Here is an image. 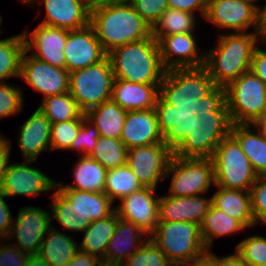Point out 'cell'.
<instances>
[{
  "label": "cell",
  "mask_w": 266,
  "mask_h": 266,
  "mask_svg": "<svg viewBox=\"0 0 266 266\" xmlns=\"http://www.w3.org/2000/svg\"><path fill=\"white\" fill-rule=\"evenodd\" d=\"M159 107L192 137L200 129L218 124L221 90L204 67L167 70L159 86Z\"/></svg>",
  "instance_id": "6da1fadb"
},
{
  "label": "cell",
  "mask_w": 266,
  "mask_h": 266,
  "mask_svg": "<svg viewBox=\"0 0 266 266\" xmlns=\"http://www.w3.org/2000/svg\"><path fill=\"white\" fill-rule=\"evenodd\" d=\"M212 157L215 186L250 191L257 179L238 140L222 125L204 127L192 136Z\"/></svg>",
  "instance_id": "7a4b0ae2"
},
{
  "label": "cell",
  "mask_w": 266,
  "mask_h": 266,
  "mask_svg": "<svg viewBox=\"0 0 266 266\" xmlns=\"http://www.w3.org/2000/svg\"><path fill=\"white\" fill-rule=\"evenodd\" d=\"M171 177L168 195L199 196L215 186L214 162L206 150L188 137L173 154L166 173Z\"/></svg>",
  "instance_id": "3957f363"
},
{
  "label": "cell",
  "mask_w": 266,
  "mask_h": 266,
  "mask_svg": "<svg viewBox=\"0 0 266 266\" xmlns=\"http://www.w3.org/2000/svg\"><path fill=\"white\" fill-rule=\"evenodd\" d=\"M258 32L218 34V44L205 51L204 68L222 91L243 73L250 71Z\"/></svg>",
  "instance_id": "277c9868"
},
{
  "label": "cell",
  "mask_w": 266,
  "mask_h": 266,
  "mask_svg": "<svg viewBox=\"0 0 266 266\" xmlns=\"http://www.w3.org/2000/svg\"><path fill=\"white\" fill-rule=\"evenodd\" d=\"M107 56L114 79L160 85L167 71L161 61L158 42L152 36L118 46Z\"/></svg>",
  "instance_id": "5b68a950"
},
{
  "label": "cell",
  "mask_w": 266,
  "mask_h": 266,
  "mask_svg": "<svg viewBox=\"0 0 266 266\" xmlns=\"http://www.w3.org/2000/svg\"><path fill=\"white\" fill-rule=\"evenodd\" d=\"M90 25L106 53L152 36V27L131 4L102 5L90 12Z\"/></svg>",
  "instance_id": "8992f818"
},
{
  "label": "cell",
  "mask_w": 266,
  "mask_h": 266,
  "mask_svg": "<svg viewBox=\"0 0 266 266\" xmlns=\"http://www.w3.org/2000/svg\"><path fill=\"white\" fill-rule=\"evenodd\" d=\"M266 110V85L251 70L221 91L218 124H252Z\"/></svg>",
  "instance_id": "52a82bcc"
},
{
  "label": "cell",
  "mask_w": 266,
  "mask_h": 266,
  "mask_svg": "<svg viewBox=\"0 0 266 266\" xmlns=\"http://www.w3.org/2000/svg\"><path fill=\"white\" fill-rule=\"evenodd\" d=\"M188 137L160 108H153L128 111L120 140L127 149H131L157 143H183Z\"/></svg>",
  "instance_id": "ba28073f"
},
{
  "label": "cell",
  "mask_w": 266,
  "mask_h": 266,
  "mask_svg": "<svg viewBox=\"0 0 266 266\" xmlns=\"http://www.w3.org/2000/svg\"><path fill=\"white\" fill-rule=\"evenodd\" d=\"M173 265H181L207 252L200 225L191 222L158 221L149 236Z\"/></svg>",
  "instance_id": "9c48e42d"
},
{
  "label": "cell",
  "mask_w": 266,
  "mask_h": 266,
  "mask_svg": "<svg viewBox=\"0 0 266 266\" xmlns=\"http://www.w3.org/2000/svg\"><path fill=\"white\" fill-rule=\"evenodd\" d=\"M114 73L108 56L84 69L69 73V93L79 109L86 114L90 109L112 99Z\"/></svg>",
  "instance_id": "30bf717a"
},
{
  "label": "cell",
  "mask_w": 266,
  "mask_h": 266,
  "mask_svg": "<svg viewBox=\"0 0 266 266\" xmlns=\"http://www.w3.org/2000/svg\"><path fill=\"white\" fill-rule=\"evenodd\" d=\"M182 143H157L127 150L126 164L143 187L157 188L166 178L169 162Z\"/></svg>",
  "instance_id": "8fae6325"
},
{
  "label": "cell",
  "mask_w": 266,
  "mask_h": 266,
  "mask_svg": "<svg viewBox=\"0 0 266 266\" xmlns=\"http://www.w3.org/2000/svg\"><path fill=\"white\" fill-rule=\"evenodd\" d=\"M260 8L243 0H209L204 20L228 33L247 32L251 27L258 32Z\"/></svg>",
  "instance_id": "7c38bea8"
},
{
  "label": "cell",
  "mask_w": 266,
  "mask_h": 266,
  "mask_svg": "<svg viewBox=\"0 0 266 266\" xmlns=\"http://www.w3.org/2000/svg\"><path fill=\"white\" fill-rule=\"evenodd\" d=\"M51 214L41 207L23 206L14 218L8 240L28 254H38L43 239L51 228Z\"/></svg>",
  "instance_id": "4fadbf2b"
},
{
  "label": "cell",
  "mask_w": 266,
  "mask_h": 266,
  "mask_svg": "<svg viewBox=\"0 0 266 266\" xmlns=\"http://www.w3.org/2000/svg\"><path fill=\"white\" fill-rule=\"evenodd\" d=\"M33 162L35 161L11 162L7 167L0 191L7 197H35L41 192L45 194V192L48 193L47 191H54L57 181L44 174L42 170L32 167Z\"/></svg>",
  "instance_id": "5bb4252c"
},
{
  "label": "cell",
  "mask_w": 266,
  "mask_h": 266,
  "mask_svg": "<svg viewBox=\"0 0 266 266\" xmlns=\"http://www.w3.org/2000/svg\"><path fill=\"white\" fill-rule=\"evenodd\" d=\"M22 78L44 98L69 92V72L66 68L52 66L25 50L21 61Z\"/></svg>",
  "instance_id": "9a60e30c"
},
{
  "label": "cell",
  "mask_w": 266,
  "mask_h": 266,
  "mask_svg": "<svg viewBox=\"0 0 266 266\" xmlns=\"http://www.w3.org/2000/svg\"><path fill=\"white\" fill-rule=\"evenodd\" d=\"M155 192L154 188L143 187L122 198L115 207L118 217L140 227L150 236L159 221L160 196Z\"/></svg>",
  "instance_id": "2e32d148"
},
{
  "label": "cell",
  "mask_w": 266,
  "mask_h": 266,
  "mask_svg": "<svg viewBox=\"0 0 266 266\" xmlns=\"http://www.w3.org/2000/svg\"><path fill=\"white\" fill-rule=\"evenodd\" d=\"M194 34H173L158 41L161 61L166 70L204 67L205 50L199 52Z\"/></svg>",
  "instance_id": "e0dca14e"
},
{
  "label": "cell",
  "mask_w": 266,
  "mask_h": 266,
  "mask_svg": "<svg viewBox=\"0 0 266 266\" xmlns=\"http://www.w3.org/2000/svg\"><path fill=\"white\" fill-rule=\"evenodd\" d=\"M22 34L28 54L52 66L65 68L64 47L69 30L39 24L30 34L28 31Z\"/></svg>",
  "instance_id": "ac0fdd59"
},
{
  "label": "cell",
  "mask_w": 266,
  "mask_h": 266,
  "mask_svg": "<svg viewBox=\"0 0 266 266\" xmlns=\"http://www.w3.org/2000/svg\"><path fill=\"white\" fill-rule=\"evenodd\" d=\"M64 55L65 68L70 73L100 62L107 53L89 24L81 29L69 30Z\"/></svg>",
  "instance_id": "d6986e66"
},
{
  "label": "cell",
  "mask_w": 266,
  "mask_h": 266,
  "mask_svg": "<svg viewBox=\"0 0 266 266\" xmlns=\"http://www.w3.org/2000/svg\"><path fill=\"white\" fill-rule=\"evenodd\" d=\"M173 197L168 194L159 198V221L191 222L201 225L212 206V196Z\"/></svg>",
  "instance_id": "ffe728a7"
},
{
  "label": "cell",
  "mask_w": 266,
  "mask_h": 266,
  "mask_svg": "<svg viewBox=\"0 0 266 266\" xmlns=\"http://www.w3.org/2000/svg\"><path fill=\"white\" fill-rule=\"evenodd\" d=\"M38 2L45 6L46 16L39 24L67 30L81 29L90 24V11L78 0H26L24 5Z\"/></svg>",
  "instance_id": "44dd1931"
},
{
  "label": "cell",
  "mask_w": 266,
  "mask_h": 266,
  "mask_svg": "<svg viewBox=\"0 0 266 266\" xmlns=\"http://www.w3.org/2000/svg\"><path fill=\"white\" fill-rule=\"evenodd\" d=\"M145 235L149 237L140 227L119 219L104 258L101 260L102 265L121 266L148 240Z\"/></svg>",
  "instance_id": "7402d4cb"
},
{
  "label": "cell",
  "mask_w": 266,
  "mask_h": 266,
  "mask_svg": "<svg viewBox=\"0 0 266 266\" xmlns=\"http://www.w3.org/2000/svg\"><path fill=\"white\" fill-rule=\"evenodd\" d=\"M19 129L18 146L24 160L36 161L42 152H50L51 122L39 108Z\"/></svg>",
  "instance_id": "603a6c76"
},
{
  "label": "cell",
  "mask_w": 266,
  "mask_h": 266,
  "mask_svg": "<svg viewBox=\"0 0 266 266\" xmlns=\"http://www.w3.org/2000/svg\"><path fill=\"white\" fill-rule=\"evenodd\" d=\"M159 86L114 79L112 100L127 112L160 108Z\"/></svg>",
  "instance_id": "cb8c5ba5"
},
{
  "label": "cell",
  "mask_w": 266,
  "mask_h": 266,
  "mask_svg": "<svg viewBox=\"0 0 266 266\" xmlns=\"http://www.w3.org/2000/svg\"><path fill=\"white\" fill-rule=\"evenodd\" d=\"M239 142L257 175L266 174V137L251 124H220Z\"/></svg>",
  "instance_id": "d4e9b609"
},
{
  "label": "cell",
  "mask_w": 266,
  "mask_h": 266,
  "mask_svg": "<svg viewBox=\"0 0 266 266\" xmlns=\"http://www.w3.org/2000/svg\"><path fill=\"white\" fill-rule=\"evenodd\" d=\"M76 162L72 174L75 183L66 185L62 182H56V188L104 192L107 169L89 156H80Z\"/></svg>",
  "instance_id": "484cf974"
},
{
  "label": "cell",
  "mask_w": 266,
  "mask_h": 266,
  "mask_svg": "<svg viewBox=\"0 0 266 266\" xmlns=\"http://www.w3.org/2000/svg\"><path fill=\"white\" fill-rule=\"evenodd\" d=\"M214 187L217 191L212 195V204L216 208L239 220L246 228L256 226L252 214L250 191Z\"/></svg>",
  "instance_id": "4316f807"
},
{
  "label": "cell",
  "mask_w": 266,
  "mask_h": 266,
  "mask_svg": "<svg viewBox=\"0 0 266 266\" xmlns=\"http://www.w3.org/2000/svg\"><path fill=\"white\" fill-rule=\"evenodd\" d=\"M72 204L76 212L92 221L103 219L115 211L111 199L104 192L58 189Z\"/></svg>",
  "instance_id": "83f0119b"
},
{
  "label": "cell",
  "mask_w": 266,
  "mask_h": 266,
  "mask_svg": "<svg viewBox=\"0 0 266 266\" xmlns=\"http://www.w3.org/2000/svg\"><path fill=\"white\" fill-rule=\"evenodd\" d=\"M69 234L56 230L52 225L42 241L38 254L50 266H65L79 251V243Z\"/></svg>",
  "instance_id": "f1b7e54d"
},
{
  "label": "cell",
  "mask_w": 266,
  "mask_h": 266,
  "mask_svg": "<svg viewBox=\"0 0 266 266\" xmlns=\"http://www.w3.org/2000/svg\"><path fill=\"white\" fill-rule=\"evenodd\" d=\"M119 219L117 212L114 211L106 218L92 221L83 231L82 241L78 244L79 250L97 256L102 260Z\"/></svg>",
  "instance_id": "f546056e"
},
{
  "label": "cell",
  "mask_w": 266,
  "mask_h": 266,
  "mask_svg": "<svg viewBox=\"0 0 266 266\" xmlns=\"http://www.w3.org/2000/svg\"><path fill=\"white\" fill-rule=\"evenodd\" d=\"M127 111L112 99L90 109L85 115L93 122L100 136L120 139Z\"/></svg>",
  "instance_id": "4dcf8cb0"
},
{
  "label": "cell",
  "mask_w": 266,
  "mask_h": 266,
  "mask_svg": "<svg viewBox=\"0 0 266 266\" xmlns=\"http://www.w3.org/2000/svg\"><path fill=\"white\" fill-rule=\"evenodd\" d=\"M246 229L239 220L230 217L212 204L200 225V234L205 247L210 250L215 238L236 234Z\"/></svg>",
  "instance_id": "1f68e13d"
},
{
  "label": "cell",
  "mask_w": 266,
  "mask_h": 266,
  "mask_svg": "<svg viewBox=\"0 0 266 266\" xmlns=\"http://www.w3.org/2000/svg\"><path fill=\"white\" fill-rule=\"evenodd\" d=\"M196 20L193 13L168 8L152 27V37L158 42L164 36L195 32Z\"/></svg>",
  "instance_id": "d6a6232c"
},
{
  "label": "cell",
  "mask_w": 266,
  "mask_h": 266,
  "mask_svg": "<svg viewBox=\"0 0 266 266\" xmlns=\"http://www.w3.org/2000/svg\"><path fill=\"white\" fill-rule=\"evenodd\" d=\"M25 52L23 34L0 39V83L8 78H20L21 61Z\"/></svg>",
  "instance_id": "836d02e7"
},
{
  "label": "cell",
  "mask_w": 266,
  "mask_h": 266,
  "mask_svg": "<svg viewBox=\"0 0 266 266\" xmlns=\"http://www.w3.org/2000/svg\"><path fill=\"white\" fill-rule=\"evenodd\" d=\"M52 194L50 205L51 221L56 220L59 226L73 232H83L91 223L72 208L71 202L57 189Z\"/></svg>",
  "instance_id": "e575fe53"
},
{
  "label": "cell",
  "mask_w": 266,
  "mask_h": 266,
  "mask_svg": "<svg viewBox=\"0 0 266 266\" xmlns=\"http://www.w3.org/2000/svg\"><path fill=\"white\" fill-rule=\"evenodd\" d=\"M38 108L50 120L51 124L82 119L85 115L69 92L43 98Z\"/></svg>",
  "instance_id": "d590c367"
},
{
  "label": "cell",
  "mask_w": 266,
  "mask_h": 266,
  "mask_svg": "<svg viewBox=\"0 0 266 266\" xmlns=\"http://www.w3.org/2000/svg\"><path fill=\"white\" fill-rule=\"evenodd\" d=\"M141 188L143 186L139 182L138 177L127 164L107 170L104 193L113 203L116 199L120 201L122 198Z\"/></svg>",
  "instance_id": "8d00e7d4"
},
{
  "label": "cell",
  "mask_w": 266,
  "mask_h": 266,
  "mask_svg": "<svg viewBox=\"0 0 266 266\" xmlns=\"http://www.w3.org/2000/svg\"><path fill=\"white\" fill-rule=\"evenodd\" d=\"M127 150L120 139L100 136L89 157L98 161L108 170L126 165Z\"/></svg>",
  "instance_id": "74e56055"
},
{
  "label": "cell",
  "mask_w": 266,
  "mask_h": 266,
  "mask_svg": "<svg viewBox=\"0 0 266 266\" xmlns=\"http://www.w3.org/2000/svg\"><path fill=\"white\" fill-rule=\"evenodd\" d=\"M121 266H173L154 241L148 240Z\"/></svg>",
  "instance_id": "f35d334b"
},
{
  "label": "cell",
  "mask_w": 266,
  "mask_h": 266,
  "mask_svg": "<svg viewBox=\"0 0 266 266\" xmlns=\"http://www.w3.org/2000/svg\"><path fill=\"white\" fill-rule=\"evenodd\" d=\"M235 252L247 265H266V236H249L236 245Z\"/></svg>",
  "instance_id": "ab89813d"
},
{
  "label": "cell",
  "mask_w": 266,
  "mask_h": 266,
  "mask_svg": "<svg viewBox=\"0 0 266 266\" xmlns=\"http://www.w3.org/2000/svg\"><path fill=\"white\" fill-rule=\"evenodd\" d=\"M99 137L100 134L96 126L84 115L82 117V125L67 150H76V152L81 153L80 156H90L95 149Z\"/></svg>",
  "instance_id": "60d3db41"
},
{
  "label": "cell",
  "mask_w": 266,
  "mask_h": 266,
  "mask_svg": "<svg viewBox=\"0 0 266 266\" xmlns=\"http://www.w3.org/2000/svg\"><path fill=\"white\" fill-rule=\"evenodd\" d=\"M81 125L82 119L51 124V150H67L75 139Z\"/></svg>",
  "instance_id": "b9f144b4"
},
{
  "label": "cell",
  "mask_w": 266,
  "mask_h": 266,
  "mask_svg": "<svg viewBox=\"0 0 266 266\" xmlns=\"http://www.w3.org/2000/svg\"><path fill=\"white\" fill-rule=\"evenodd\" d=\"M22 87L10 85V83H0V119L17 115L24 108V96Z\"/></svg>",
  "instance_id": "7bdbcfd3"
},
{
  "label": "cell",
  "mask_w": 266,
  "mask_h": 266,
  "mask_svg": "<svg viewBox=\"0 0 266 266\" xmlns=\"http://www.w3.org/2000/svg\"><path fill=\"white\" fill-rule=\"evenodd\" d=\"M251 208L255 224L266 225V174L258 175L250 190Z\"/></svg>",
  "instance_id": "ee69618b"
},
{
  "label": "cell",
  "mask_w": 266,
  "mask_h": 266,
  "mask_svg": "<svg viewBox=\"0 0 266 266\" xmlns=\"http://www.w3.org/2000/svg\"><path fill=\"white\" fill-rule=\"evenodd\" d=\"M131 6L151 27H153L162 13L168 9V1L132 0Z\"/></svg>",
  "instance_id": "f6af8a7d"
},
{
  "label": "cell",
  "mask_w": 266,
  "mask_h": 266,
  "mask_svg": "<svg viewBox=\"0 0 266 266\" xmlns=\"http://www.w3.org/2000/svg\"><path fill=\"white\" fill-rule=\"evenodd\" d=\"M3 242L0 240V266H26L29 254L19 250L9 240Z\"/></svg>",
  "instance_id": "bcb514c9"
},
{
  "label": "cell",
  "mask_w": 266,
  "mask_h": 266,
  "mask_svg": "<svg viewBox=\"0 0 266 266\" xmlns=\"http://www.w3.org/2000/svg\"><path fill=\"white\" fill-rule=\"evenodd\" d=\"M169 9L187 11L195 14L199 12L205 18L209 0H167Z\"/></svg>",
  "instance_id": "7dc6e473"
},
{
  "label": "cell",
  "mask_w": 266,
  "mask_h": 266,
  "mask_svg": "<svg viewBox=\"0 0 266 266\" xmlns=\"http://www.w3.org/2000/svg\"><path fill=\"white\" fill-rule=\"evenodd\" d=\"M5 194L0 191V240H8L14 217L11 215L9 205L5 201Z\"/></svg>",
  "instance_id": "c3c4849f"
},
{
  "label": "cell",
  "mask_w": 266,
  "mask_h": 266,
  "mask_svg": "<svg viewBox=\"0 0 266 266\" xmlns=\"http://www.w3.org/2000/svg\"><path fill=\"white\" fill-rule=\"evenodd\" d=\"M264 46L263 48H260ZM256 47L251 62V71L266 85V45Z\"/></svg>",
  "instance_id": "681fc988"
},
{
  "label": "cell",
  "mask_w": 266,
  "mask_h": 266,
  "mask_svg": "<svg viewBox=\"0 0 266 266\" xmlns=\"http://www.w3.org/2000/svg\"><path fill=\"white\" fill-rule=\"evenodd\" d=\"M9 138L0 133V186L2 184L7 167L10 164V152L12 144Z\"/></svg>",
  "instance_id": "f907efd6"
},
{
  "label": "cell",
  "mask_w": 266,
  "mask_h": 266,
  "mask_svg": "<svg viewBox=\"0 0 266 266\" xmlns=\"http://www.w3.org/2000/svg\"><path fill=\"white\" fill-rule=\"evenodd\" d=\"M65 266H103L101 260L92 254L78 251L74 258Z\"/></svg>",
  "instance_id": "816d5d0a"
},
{
  "label": "cell",
  "mask_w": 266,
  "mask_h": 266,
  "mask_svg": "<svg viewBox=\"0 0 266 266\" xmlns=\"http://www.w3.org/2000/svg\"><path fill=\"white\" fill-rule=\"evenodd\" d=\"M208 250L198 258L191 259L180 266H215V253Z\"/></svg>",
  "instance_id": "f5cc1de1"
},
{
  "label": "cell",
  "mask_w": 266,
  "mask_h": 266,
  "mask_svg": "<svg viewBox=\"0 0 266 266\" xmlns=\"http://www.w3.org/2000/svg\"><path fill=\"white\" fill-rule=\"evenodd\" d=\"M215 266H247V264L235 252L222 258L215 254Z\"/></svg>",
  "instance_id": "db71d44e"
},
{
  "label": "cell",
  "mask_w": 266,
  "mask_h": 266,
  "mask_svg": "<svg viewBox=\"0 0 266 266\" xmlns=\"http://www.w3.org/2000/svg\"><path fill=\"white\" fill-rule=\"evenodd\" d=\"M260 8L258 35L260 44L266 45V3Z\"/></svg>",
  "instance_id": "11a10c76"
},
{
  "label": "cell",
  "mask_w": 266,
  "mask_h": 266,
  "mask_svg": "<svg viewBox=\"0 0 266 266\" xmlns=\"http://www.w3.org/2000/svg\"><path fill=\"white\" fill-rule=\"evenodd\" d=\"M251 125L266 137V110Z\"/></svg>",
  "instance_id": "9f6ffc18"
},
{
  "label": "cell",
  "mask_w": 266,
  "mask_h": 266,
  "mask_svg": "<svg viewBox=\"0 0 266 266\" xmlns=\"http://www.w3.org/2000/svg\"><path fill=\"white\" fill-rule=\"evenodd\" d=\"M26 266H50L39 254H29Z\"/></svg>",
  "instance_id": "6f0895ef"
},
{
  "label": "cell",
  "mask_w": 266,
  "mask_h": 266,
  "mask_svg": "<svg viewBox=\"0 0 266 266\" xmlns=\"http://www.w3.org/2000/svg\"><path fill=\"white\" fill-rule=\"evenodd\" d=\"M86 9L92 12L103 5V0H78Z\"/></svg>",
  "instance_id": "680465c9"
},
{
  "label": "cell",
  "mask_w": 266,
  "mask_h": 266,
  "mask_svg": "<svg viewBox=\"0 0 266 266\" xmlns=\"http://www.w3.org/2000/svg\"><path fill=\"white\" fill-rule=\"evenodd\" d=\"M131 2L132 0H103V5H127Z\"/></svg>",
  "instance_id": "91938a15"
},
{
  "label": "cell",
  "mask_w": 266,
  "mask_h": 266,
  "mask_svg": "<svg viewBox=\"0 0 266 266\" xmlns=\"http://www.w3.org/2000/svg\"><path fill=\"white\" fill-rule=\"evenodd\" d=\"M243 1H246V2H249V3H252V4H256L255 2H258L259 0H243Z\"/></svg>",
  "instance_id": "94428289"
},
{
  "label": "cell",
  "mask_w": 266,
  "mask_h": 266,
  "mask_svg": "<svg viewBox=\"0 0 266 266\" xmlns=\"http://www.w3.org/2000/svg\"><path fill=\"white\" fill-rule=\"evenodd\" d=\"M2 16H0V26L2 25ZM1 33H2V30H0V35H1Z\"/></svg>",
  "instance_id": "6125c7cd"
},
{
  "label": "cell",
  "mask_w": 266,
  "mask_h": 266,
  "mask_svg": "<svg viewBox=\"0 0 266 266\" xmlns=\"http://www.w3.org/2000/svg\"><path fill=\"white\" fill-rule=\"evenodd\" d=\"M247 266H266V265H247Z\"/></svg>",
  "instance_id": "be15d7a7"
},
{
  "label": "cell",
  "mask_w": 266,
  "mask_h": 266,
  "mask_svg": "<svg viewBox=\"0 0 266 266\" xmlns=\"http://www.w3.org/2000/svg\"><path fill=\"white\" fill-rule=\"evenodd\" d=\"M20 2H22L23 4H25L26 0H19Z\"/></svg>",
  "instance_id": "e7e4bbea"
}]
</instances>
